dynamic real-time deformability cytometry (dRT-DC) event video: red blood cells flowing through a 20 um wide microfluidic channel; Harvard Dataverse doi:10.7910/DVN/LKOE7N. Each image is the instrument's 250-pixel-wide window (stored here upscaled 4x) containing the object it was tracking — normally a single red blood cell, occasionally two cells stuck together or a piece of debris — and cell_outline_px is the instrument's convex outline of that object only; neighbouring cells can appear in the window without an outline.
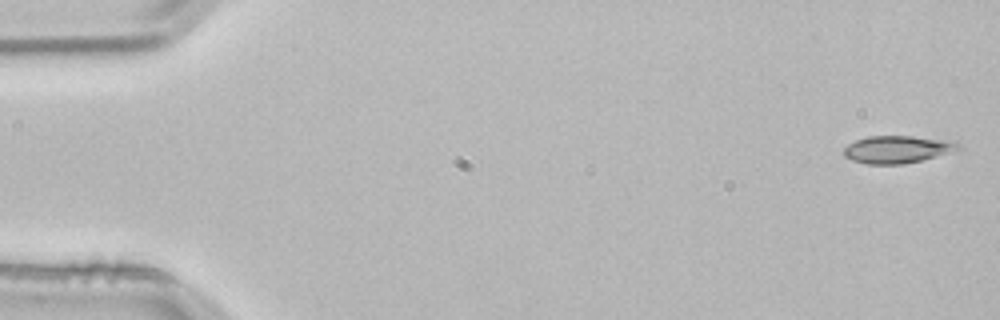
{"species": "common noctule bat (a hibernating species)", "species_latin": "Nyctalus noctula", "temperature_condition": "room temperature", "stored_images_in_passage": 4, "camera_frame_rate_fps": 3000, "um_per_image_px": 0.085, "animal": {"sex": "male", "body_mass_g": 21.5, "forearm_length_mm": 52.0}, "frame": {"image": 1, "passage_image": 1, "time_ms": 0.0, "image_size_px": [1000, 320], "cell_outline_px": [[960, 148], [920, 160], [904, 164], [868, 164], [852, 160], [844, 156], [844, 148], [848, 144], [856, 140], [868, 136], [912, 136], [956, 140], [960, 144]], "centroid_in_image_um": [76.25, 12.68], "position_along_channel_um": 8.7, "area_um2": 18.15}}
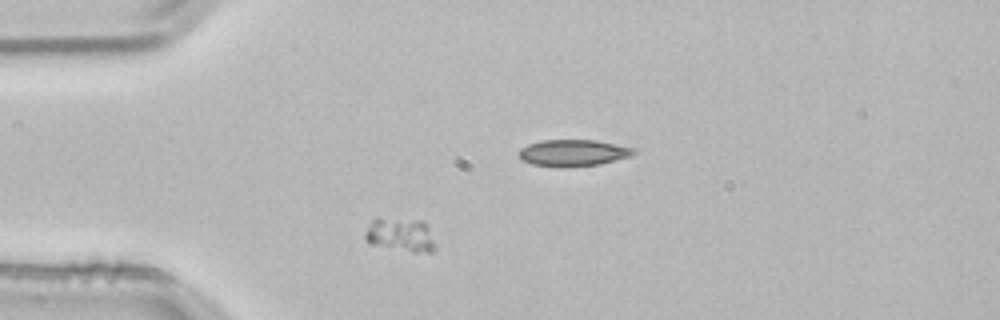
{"frame": {"image": 2, "passage_image": 3, "time_ms": 0.667, "image_size_px": [1000, 320], "cell_outline_px": [[436, 248], [432, 252], [412, 252], [368, 244], [364, 240], [364, 232], [368, 224], [376, 216], [424, 220], [428, 224], [436, 244]], "centroid_in_image_um": [34.03, 19.92], "position_along_channel_um": 51.0, "area_um2": 14.62}}